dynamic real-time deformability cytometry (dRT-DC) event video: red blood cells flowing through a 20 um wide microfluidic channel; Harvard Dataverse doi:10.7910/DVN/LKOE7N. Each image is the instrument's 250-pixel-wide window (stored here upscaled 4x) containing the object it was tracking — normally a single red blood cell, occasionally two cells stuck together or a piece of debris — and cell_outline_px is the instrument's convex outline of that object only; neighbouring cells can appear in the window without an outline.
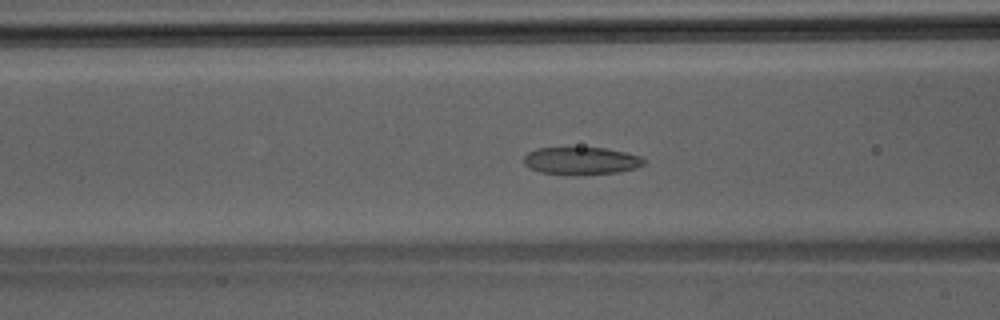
{"species": "Egyptian fruit bat (a non-hibernating species)", "species_latin": "Rousettus aegyptiacus", "temperature_condition": "room temperature", "stored_images_in_passage": 46, "camera_frame_rate_fps": 3000, "um_per_image_px": 0.085, "animal": {"sex": "male"}, "frame": {"image": 1, "passage_image": 18, "time_ms": 5.667, "image_size_px": [1000, 320], "cell_outline_px": [[644, 164], [636, 168], [620, 172], [580, 176], [572, 176], [540, 172], [528, 168], [524, 164], [524, 156], [528, 152], [536, 148], [604, 148], [624, 152], [640, 156], [644, 160]], "centroid_in_image_um": [49.37, 13.7], "position_along_channel_um": 117.2, "area_um2": 19.59}}
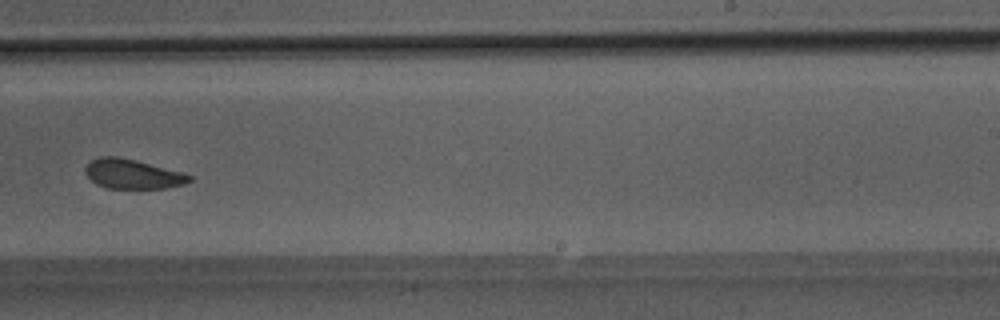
{"frame": {"image": 2, "passage_image": 29, "time_ms": 9.333, "image_size_px": [1000, 320], "cell_outline_px": [[192, 180], [184, 184], [164, 188], [108, 188], [96, 184], [84, 172], [84, 168], [88, 160], [100, 156], [116, 156], [136, 160], [184, 172], [192, 176]], "centroid_in_image_um": [11.25, 14.77], "position_along_channel_um": 277.7, "area_um2": 18.09}}
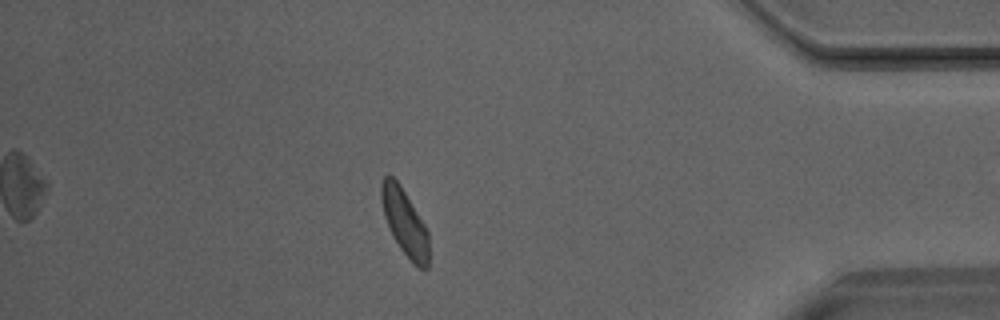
{"frame": {"image": 3, "passage_image": 40, "time_ms": 13.0, "image_size_px": [1000, 320], "cell_outline_px": [[428, 268], [424, 272], [416, 268], [412, 264], [400, 248], [392, 236], [384, 216], [380, 200], [380, 184], [384, 176], [392, 176], [400, 184], [424, 224], [428, 232]], "centroid_in_image_um": [34.39, 18.95], "position_along_channel_um": 400.8, "area_um2": 18.61}}